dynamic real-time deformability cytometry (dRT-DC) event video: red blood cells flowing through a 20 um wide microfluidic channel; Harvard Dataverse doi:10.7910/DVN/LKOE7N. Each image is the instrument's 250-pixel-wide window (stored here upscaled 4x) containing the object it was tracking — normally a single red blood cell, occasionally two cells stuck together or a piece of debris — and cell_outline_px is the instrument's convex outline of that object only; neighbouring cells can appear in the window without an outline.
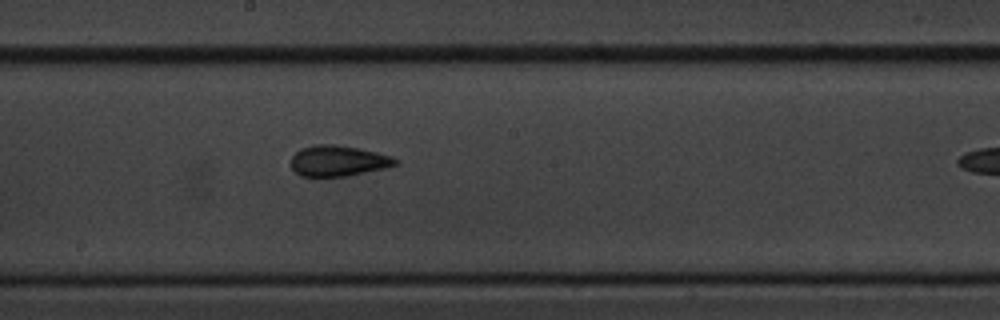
{"species": "common noctule bat (a hibernating species)", "species_latin": "Nyctalus noctula", "temperature_condition": "cold", "stored_images_in_passage": 7, "segment_of_instrument_passage": [1, 2], "camera_frame_rate_fps": 3000, "um_per_image_px": 0.085, "animal": {"sex": "male", "body_mass_g": 20.1, "forearm_length_mm": 53.5}, "frame": {"image": 1, "passage_image": 6, "time_ms": 6.667, "image_size_px": [1000, 320], "cell_outline_px": [[396, 164], [384, 168], [344, 176], [300, 176], [288, 164], [292, 156], [300, 148], [316, 144], [336, 144], [376, 152], [392, 156], [396, 160]], "centroid_in_image_um": [28.66, 13.66], "position_along_channel_um": 219.5, "area_um2": 18.55}}